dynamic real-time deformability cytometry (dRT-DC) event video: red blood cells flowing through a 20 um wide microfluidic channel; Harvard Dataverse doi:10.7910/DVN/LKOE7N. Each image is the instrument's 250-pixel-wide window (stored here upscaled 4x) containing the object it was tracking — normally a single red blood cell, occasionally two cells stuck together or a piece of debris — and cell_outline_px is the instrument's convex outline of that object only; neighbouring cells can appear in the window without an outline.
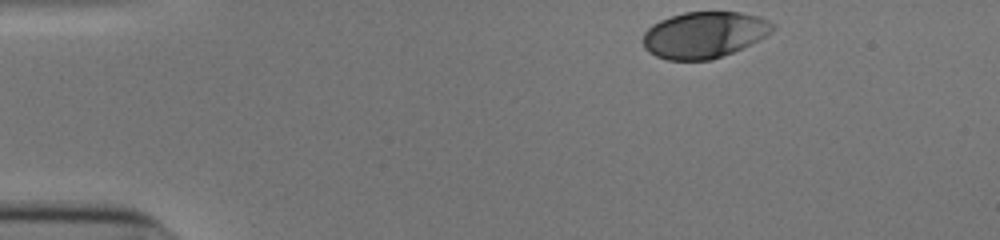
{"species": "human", "species_latin": "Homo sapiens", "temperature_condition": "cold", "stored_images_in_passage": 36, "camera_frame_rate_fps": 3000, "um_per_image_px": 0.085, "donor": {"sex": "male"}, "frame": {"image": 1, "passage_image": 1, "time_ms": 0.0, "image_size_px": [1000, 240], "cell_outline_px": [[776, 28], [772, 32], [732, 52], [712, 60], [668, 60], [656, 56], [648, 52], [644, 48], [644, 32], [652, 24], [660, 20], [684, 12], [740, 12], [756, 16], [768, 20], [776, 24]], "centroid_in_image_um": [59.84, 2.96], "position_along_channel_um": 25.2, "area_um2": 34.8}}
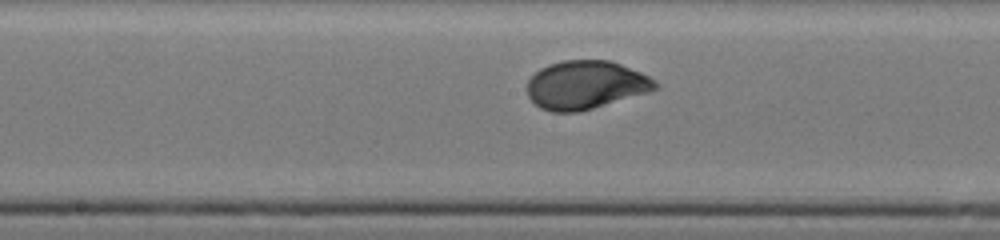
{"frame": {"image": 2, "passage_image": 21, "time_ms": 6.667, "image_size_px": [1000, 240], "cell_outline_px": [[660, 84], [656, 88], [648, 92], [580, 112], [552, 112], [540, 108], [528, 96], [528, 80], [540, 68], [548, 64], [564, 60], [608, 60], [620, 64], [640, 72], [656, 80]], "centroid_in_image_um": [49.78, 7.22], "position_along_channel_um": 198.4, "area_um2": 36.01}}
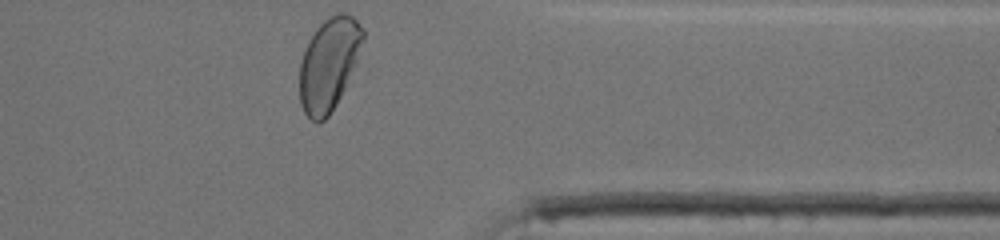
{"frame": {"image": 3, "passage_image": 36, "time_ms": 11.667, "image_size_px": [1000, 240], "cell_outline_px": [[364, 40], [356, 64], [336, 104], [328, 116], [324, 120], [316, 124], [304, 112], [300, 104], [300, 60], [308, 40], [316, 28], [328, 16], [336, 12], [344, 12], [352, 16], [364, 28]], "centroid_in_image_um": [27.95, 5.42], "position_along_channel_um": 383.4, "area_um2": 34.33}, "authors_computed_cell_mechanics": {"area_um2": 35.8938, "velocity_mm_per_s": 3.8627, "shape_relaxation_time_tau1_ms": 3.0001, "shape_relaxation_time_tau2_ms": null, "deformation_change_tau1": 0.1541, "deformation_change_tau2": null}}